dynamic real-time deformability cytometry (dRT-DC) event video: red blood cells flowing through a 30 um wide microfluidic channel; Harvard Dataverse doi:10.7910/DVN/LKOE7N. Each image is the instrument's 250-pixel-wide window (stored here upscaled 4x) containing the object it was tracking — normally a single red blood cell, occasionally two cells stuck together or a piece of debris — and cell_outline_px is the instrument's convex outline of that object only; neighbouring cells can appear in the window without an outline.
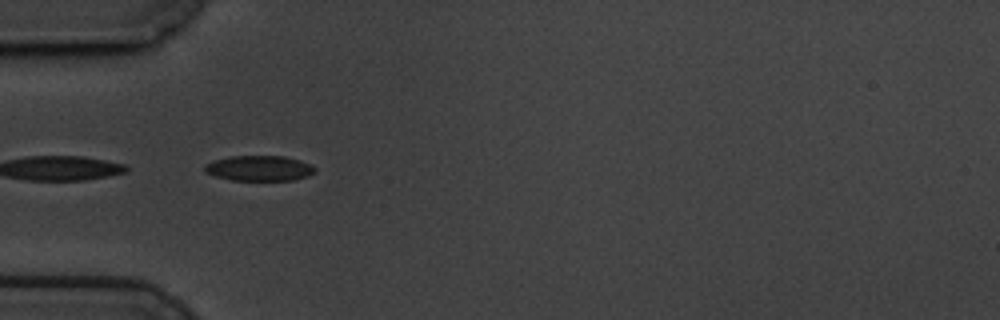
{"species": "common noctule bat (a hibernating species)", "species_latin": "Nyctalus noctula", "temperature_condition": "cold", "stored_images_in_passage": 23, "segment_of_instrument_passage": [2, 2], "camera_frame_rate_fps": 3000, "um_per_image_px": 0.085, "animal": {"sex": "male", "body_mass_g": 19.5, "forearm_length_mm": 54.6}, "frame": {"image": 1, "passage_image": 19, "time_ms": 6.0, "image_size_px": [1000, 320], "cell_outline_px": [[316, 172], [308, 176], [292, 180], [232, 180], [216, 176], [204, 172], [204, 164], [212, 160], [232, 156], [284, 156], [300, 160], [316, 168]], "centroid_in_image_um": [22.02, 14.3], "position_along_channel_um": 63.0, "area_um2": 16.3}}